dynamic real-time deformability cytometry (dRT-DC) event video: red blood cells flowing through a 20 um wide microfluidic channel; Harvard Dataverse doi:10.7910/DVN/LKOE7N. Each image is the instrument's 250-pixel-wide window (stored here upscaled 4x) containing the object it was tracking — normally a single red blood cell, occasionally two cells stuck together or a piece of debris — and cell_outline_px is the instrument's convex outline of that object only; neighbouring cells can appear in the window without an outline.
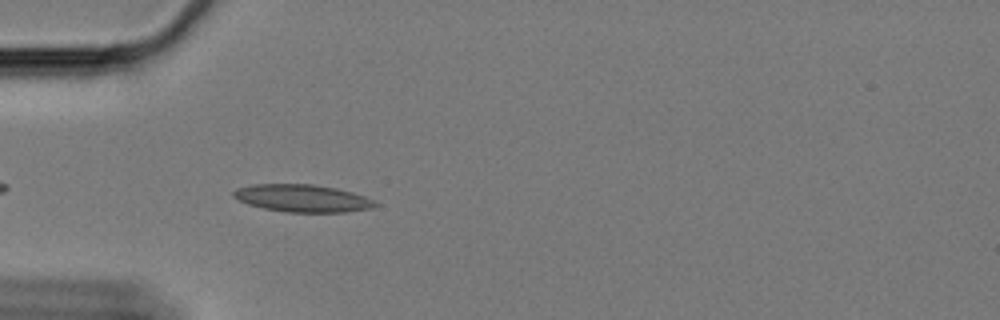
{"species": "Egyptian fruit bat (a non-hibernating species)", "species_latin": "Rousettus aegyptiacus", "temperature_condition": "cold", "stored_images_in_passage": 46, "camera_frame_rate_fps": 3000, "um_per_image_px": 0.085, "animal": {"sex": "female"}, "frame": {"image": 1, "passage_image": 4, "time_ms": 1.0, "image_size_px": [1000, 320], "cell_outline_px": [[380, 204], [372, 208], [344, 212], [288, 212], [264, 208], [248, 204], [232, 196], [232, 192], [236, 188], [252, 184], [312, 184], [336, 188], [352, 192], [364, 196]], "centroid_in_image_um": [25.7, 16.84], "position_along_channel_um": 59.3, "area_um2": 22.6}}
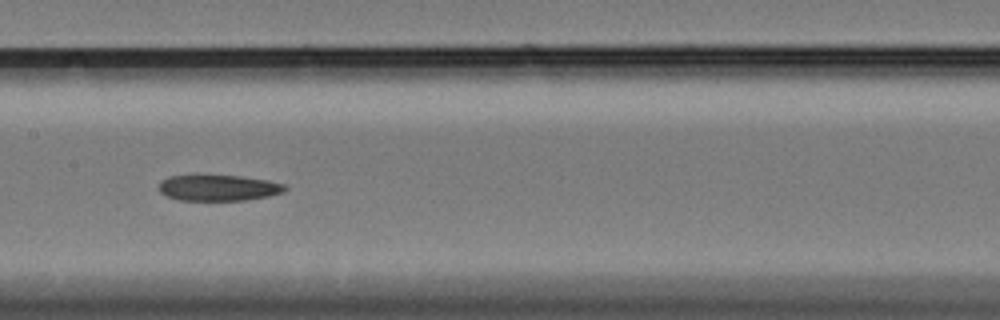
{"frame": {"image": 2, "passage_image": 16, "time_ms": 5.0, "image_size_px": [1000, 320], "cell_outline_px": [[288, 188], [284, 192], [268, 196], [244, 200], [180, 200], [168, 196], [160, 192], [160, 180], [168, 176], [240, 176], [268, 180], [284, 184]], "centroid_in_image_um": [18.59, 15.97], "position_along_channel_um": 188.8, "area_um2": 18.84}}
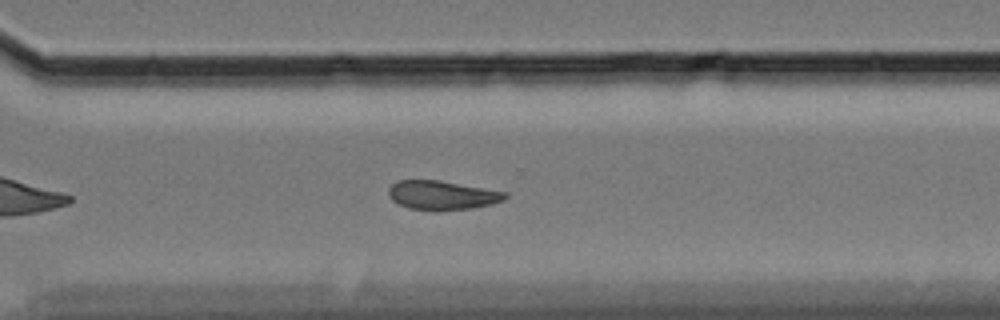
{"frame": {"image": 3, "passage_image": 29, "time_ms": 9.333, "image_size_px": [1000, 320], "cell_outline_px": [[508, 196], [504, 200], [492, 204], [472, 208], [408, 208], [392, 200], [388, 196], [388, 188], [396, 180], [436, 180], [508, 192]], "centroid_in_image_um": [37.58, 16.55], "position_along_channel_um": 333.0, "area_um2": 19.07}}